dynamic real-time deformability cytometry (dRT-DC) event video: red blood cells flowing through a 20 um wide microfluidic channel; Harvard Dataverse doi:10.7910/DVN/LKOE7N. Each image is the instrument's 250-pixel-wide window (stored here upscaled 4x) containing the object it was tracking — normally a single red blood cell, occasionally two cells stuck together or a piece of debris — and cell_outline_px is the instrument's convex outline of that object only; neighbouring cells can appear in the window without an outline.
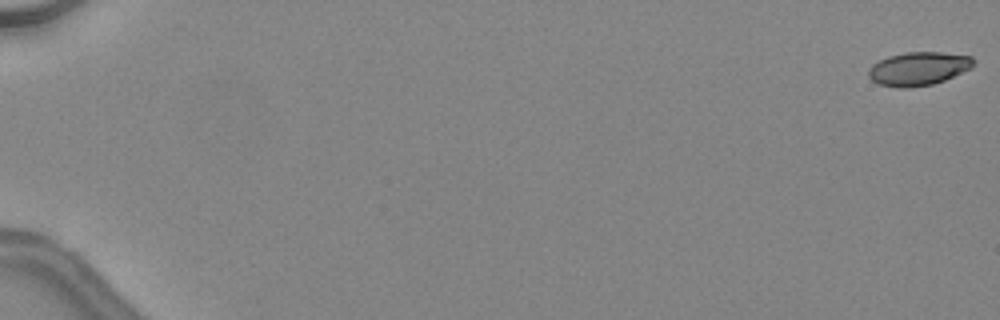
{"species": "common noctule bat (a hibernating species)", "species_latin": "Nyctalus noctula", "temperature_condition": "warm", "stored_images_in_passage": 48, "camera_frame_rate_fps": 3000, "um_per_image_px": 0.085, "animal": {"sex": "female", "body_mass_g": 24.6, "forearm_length_mm": 56.2}, "frame": {"image": 1, "passage_image": 1, "time_ms": 0.0, "image_size_px": [1000, 320], "cell_outline_px": [[972, 68], [944, 80], [932, 84], [908, 88], [900, 88], [880, 84], [872, 80], [868, 76], [868, 68], [872, 64], [888, 56], [908, 52], [940, 52], [972, 56]], "centroid_in_image_um": [78.04, 5.83], "position_along_channel_um": 7.0, "area_um2": 20.35}}
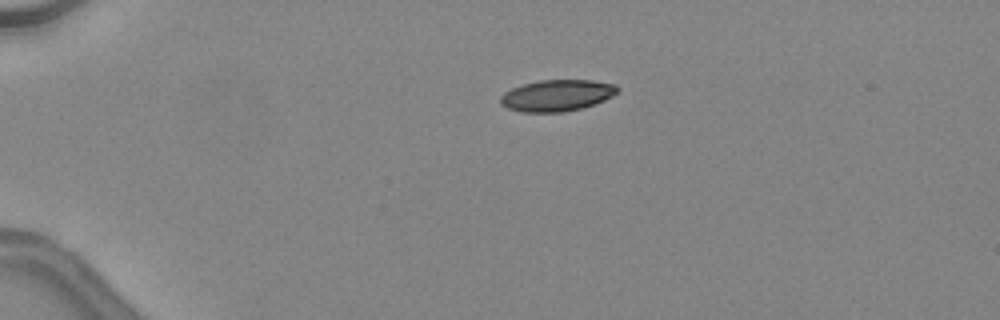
{"frame": {"image": 2, "passage_image": 13, "time_ms": 4.0, "image_size_px": [1000, 320], "cell_outline_px": [[620, 88], [612, 96], [604, 100], [584, 108], [564, 112], [520, 112], [508, 108], [500, 104], [500, 96], [504, 92], [512, 88], [524, 84], [540, 80], [592, 80], [616, 84]], "centroid_in_image_um": [47.34, 8.12], "position_along_channel_um": 37.7, "area_um2": 21.56}}
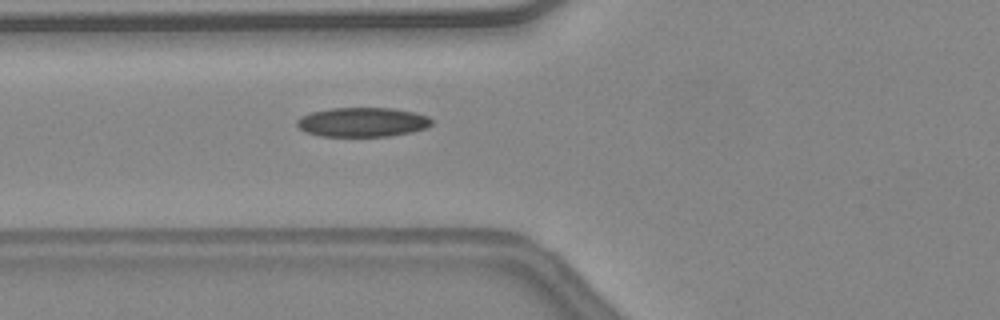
{"frame": {"image": 3, "passage_image": 21, "time_ms": 6.667, "image_size_px": [1000, 320], "cell_outline_px": [[432, 124], [428, 128], [412, 132], [388, 136], [320, 136], [304, 132], [296, 124], [296, 120], [312, 112], [328, 108], [392, 108], [416, 112], [428, 116], [432, 120]], "centroid_in_image_um": [30.84, 10.38], "position_along_channel_um": 95.0, "area_um2": 23.18}, "authors_computed_cell_mechanics": {"area_um2": 22.2241, "velocity_mm_per_s": 4.5576, "shape_relaxation_time_tau1_ms": null, "shape_relaxation_time_tau2_ms": 1.8748, "deformation_change_tau1": null, "deformation_change_tau2": 0.0908}}